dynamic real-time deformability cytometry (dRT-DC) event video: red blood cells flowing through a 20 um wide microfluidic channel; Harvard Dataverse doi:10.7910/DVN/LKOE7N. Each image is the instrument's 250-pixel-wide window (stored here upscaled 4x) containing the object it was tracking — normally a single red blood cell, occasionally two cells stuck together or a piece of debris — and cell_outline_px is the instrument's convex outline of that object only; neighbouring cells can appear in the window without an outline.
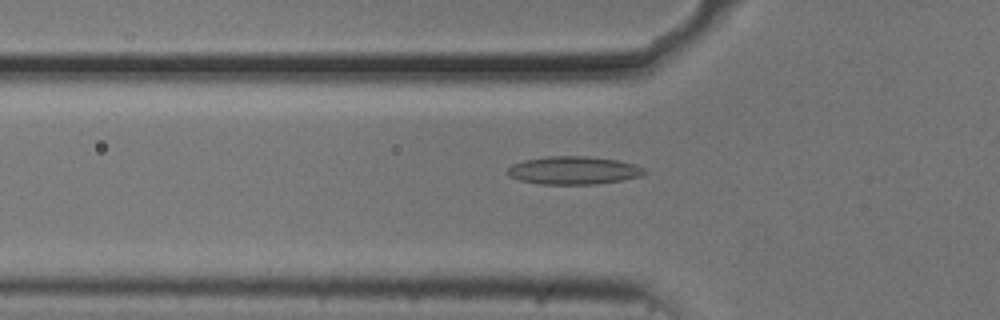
{"species": "common noctule bat (a hibernating species)", "species_latin": "Nyctalus noctula", "temperature_condition": "cold", "stored_images_in_passage": 54, "camera_frame_rate_fps": 3000, "um_per_image_px": 0.085, "animal": {"sex": "male", "body_mass_g": 20.5, "forearm_length_mm": 52.5}, "frame": {"image": 1, "passage_image": 18, "time_ms": 5.667, "image_size_px": [1000, 320], "cell_outline_px": [[648, 172], [640, 176], [620, 180], [596, 184], [540, 184], [520, 180], [508, 176], [508, 168], [512, 164], [524, 160], [544, 156], [588, 156], [616, 160], [636, 164], [644, 168]], "centroid_in_image_um": [48.75, 14.47], "position_along_channel_um": 77.1, "area_um2": 22.37}}
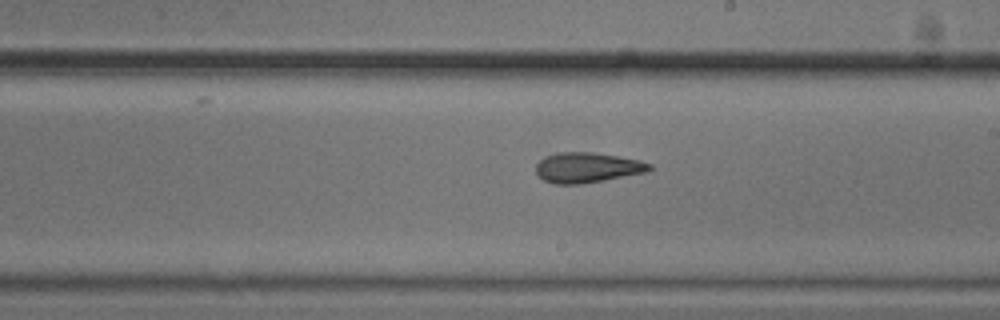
{"frame": {"image": 2, "passage_image": 31, "time_ms": 10.0, "image_size_px": [1000, 320], "cell_outline_px": [[652, 168], [648, 172], [604, 180], [580, 184], [556, 184], [544, 180], [536, 172], [536, 164], [544, 156], [556, 152], [592, 152], [640, 160], [652, 164]], "centroid_in_image_um": [49.92, 14.24], "position_along_channel_um": 239.1, "area_um2": 20.0}}
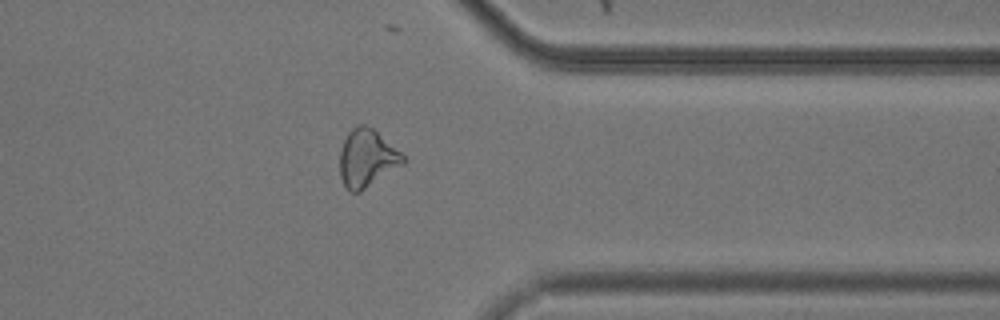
{"frame": {"image": 3, "passage_image": 43, "time_ms": 14.0, "image_size_px": [1000, 320], "cell_outline_px": [[408, 160], [404, 164], [360, 192], [348, 192], [344, 188], [340, 176], [340, 152], [344, 140], [348, 132], [352, 128], [360, 124], [364, 124], [372, 128], [400, 152]], "centroid_in_image_um": [31.18, 13.48], "position_along_channel_um": 380.2, "area_um2": 21.27}, "authors_computed_cell_mechanics": {"area_um2": 21.2993, "velocity_mm_per_s": 3.7139, "shape_relaxation_time_tau1_ms": null, "shape_relaxation_time_tau2_ms": 4.8229, "deformation_change_tau1": null, "deformation_change_tau2": 0.1324}}